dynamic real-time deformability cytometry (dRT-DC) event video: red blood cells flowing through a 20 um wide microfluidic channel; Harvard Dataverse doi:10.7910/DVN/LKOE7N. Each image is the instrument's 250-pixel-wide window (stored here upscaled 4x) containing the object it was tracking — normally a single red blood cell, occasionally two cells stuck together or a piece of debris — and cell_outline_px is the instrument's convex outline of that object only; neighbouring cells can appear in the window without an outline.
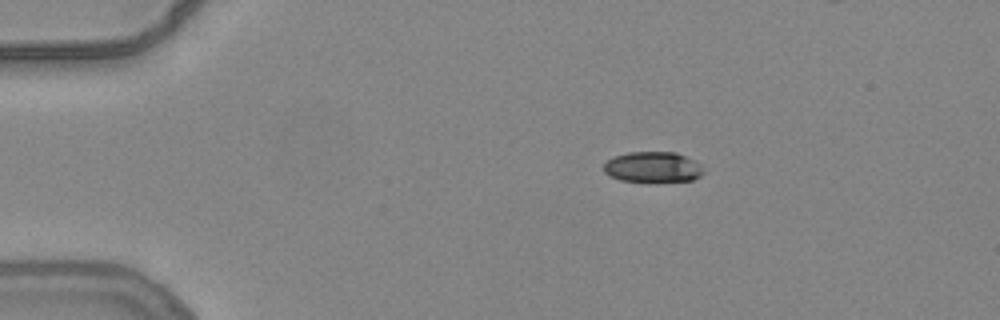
{"species": "common noctule bat (a hibernating species)", "species_latin": "Nyctalus noctula", "temperature_condition": "warm", "stored_images_in_passage": 40, "camera_frame_rate_fps": 3000, "um_per_image_px": 0.085, "animal": {"sex": "female", "body_mass_g": 24.6, "forearm_length_mm": 56.2}, "frame": {"image": 1, "passage_image": 1, "time_ms": 0.0, "image_size_px": [1000, 320], "cell_outline_px": [[704, 172], [700, 176], [692, 180], [620, 180], [608, 176], [604, 172], [604, 164], [608, 160], [616, 156], [628, 152], [676, 152], [700, 164]], "centroid_in_image_um": [55.47, 14.18], "position_along_channel_um": 29.5, "area_um2": 17.28}}
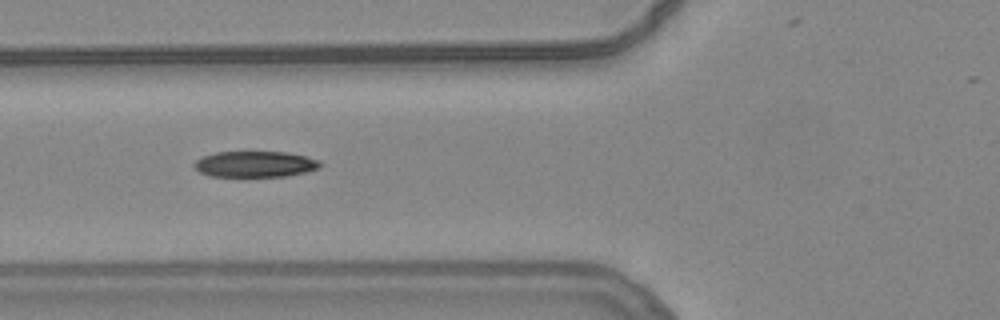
{"frame": {"image": 2, "passage_image": 12, "time_ms": 3.667, "image_size_px": [1000, 320], "cell_outline_px": [[324, 164], [320, 168], [308, 172], [288, 176], [208, 176], [200, 172], [192, 164], [196, 160], [204, 156], [216, 152], [284, 152], [304, 156], [320, 160]], "centroid_in_image_um": [21.73, 13.96], "position_along_channel_um": 104.1, "area_um2": 19.13}}
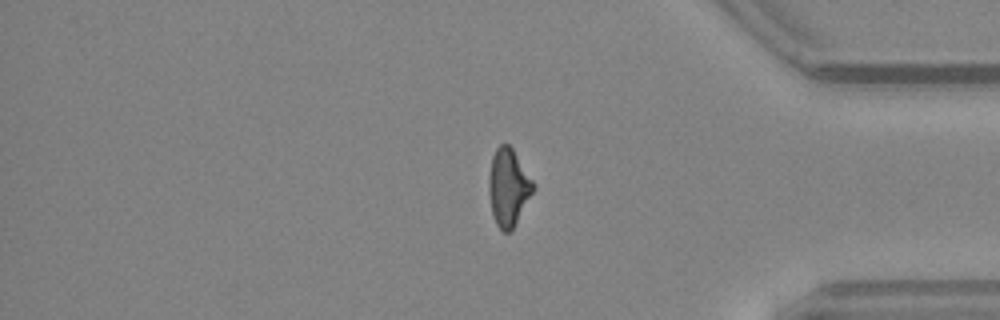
{"frame": {"image": 3, "passage_image": 36, "time_ms": 11.667, "image_size_px": [1000, 320], "cell_outline_px": [[536, 188], [512, 228], [508, 232], [504, 232], [496, 224], [492, 212], [488, 192], [488, 180], [492, 156], [496, 148], [500, 144], [508, 144], [512, 148], [536, 184]], "centroid_in_image_um": [43.21, 15.89], "position_along_channel_um": 392.0, "area_um2": 19.94}}